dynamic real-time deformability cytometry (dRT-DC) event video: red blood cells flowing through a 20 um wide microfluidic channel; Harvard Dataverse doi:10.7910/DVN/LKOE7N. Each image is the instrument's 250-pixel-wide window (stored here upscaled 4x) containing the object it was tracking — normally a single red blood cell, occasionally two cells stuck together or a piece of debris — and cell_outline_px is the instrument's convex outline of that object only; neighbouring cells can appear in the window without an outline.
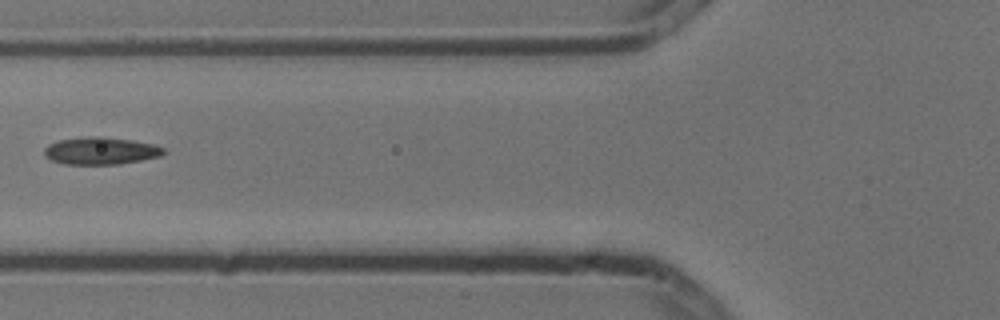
{"species": "common noctule bat (a hibernating species)", "species_latin": "Nyctalus noctula", "temperature_condition": "cold", "stored_images_in_passage": 3, "camera_frame_rate_fps": 3000, "um_per_image_px": 0.085, "animal": {"sex": "male", "body_mass_g": 13.3}, "frame": {"image": 1, "passage_image": 3, "time_ms": 0.667, "image_size_px": [1000, 320], "cell_outline_px": [[168, 152], [160, 156], [120, 164], [64, 164], [52, 160], [44, 156], [44, 148], [48, 144], [56, 140], [88, 136], [104, 136], [132, 140], [156, 144], [164, 148]], "centroid_in_image_um": [8.57, 12.8], "position_along_channel_um": 117.2, "area_um2": 19.31}}